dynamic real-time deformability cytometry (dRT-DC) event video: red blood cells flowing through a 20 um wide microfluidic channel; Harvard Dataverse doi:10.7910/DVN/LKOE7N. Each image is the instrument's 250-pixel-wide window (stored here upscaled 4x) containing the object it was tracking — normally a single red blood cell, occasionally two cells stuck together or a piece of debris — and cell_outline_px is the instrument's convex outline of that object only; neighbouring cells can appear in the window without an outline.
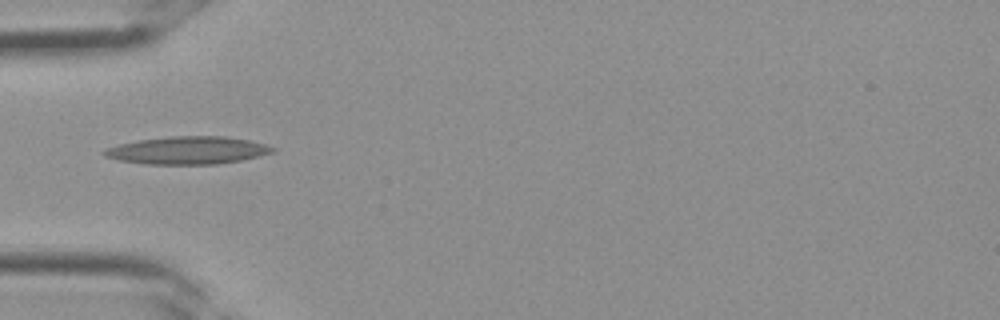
{"species": "Egyptian fruit bat (a non-hibernating species)", "species_latin": "Rousettus aegyptiacus", "temperature_condition": "room temperature", "stored_images_in_passage": 1, "camera_frame_rate_fps": 3000, "um_per_image_px": 0.085, "frame": {"image": 1, "passage_image": 1, "time_ms": 0.0, "image_size_px": [1000, 320], "cell_outline_px": [[276, 152], [260, 156], [240, 160], [216, 164], [148, 164], [120, 160], [104, 156], [100, 152], [104, 148], [120, 144], [140, 140], [172, 136], [228, 136], [248, 140], [264, 144], [276, 148]], "centroid_in_image_um": [15.97, 12.78], "position_along_channel_um": 69.0, "area_um2": 27.11}}